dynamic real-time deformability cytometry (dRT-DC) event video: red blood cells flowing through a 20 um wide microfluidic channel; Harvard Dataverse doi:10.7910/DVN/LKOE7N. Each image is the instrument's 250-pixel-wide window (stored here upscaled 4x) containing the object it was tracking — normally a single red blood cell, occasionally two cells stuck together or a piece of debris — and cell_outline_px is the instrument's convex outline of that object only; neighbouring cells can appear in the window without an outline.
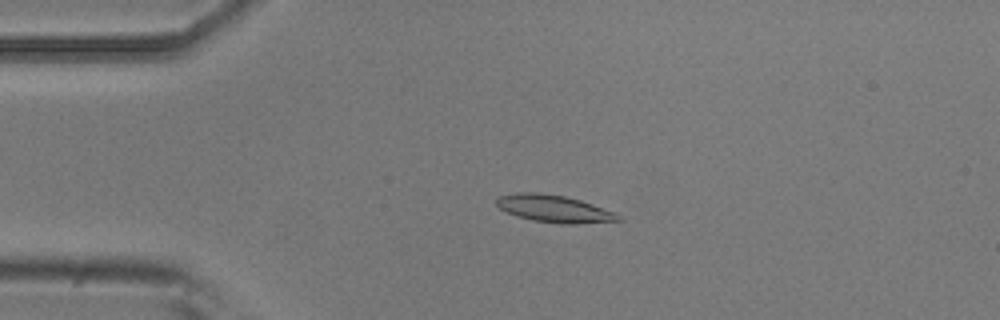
{"species": "common noctule bat (a hibernating species)", "species_latin": "Nyctalus noctula", "temperature_condition": "room temperature", "stored_images_in_passage": 5, "camera_frame_rate_fps": 3000, "um_per_image_px": 0.085, "animal": {"sex": "male", "body_mass_g": 20.5, "forearm_length_mm": 52.5}, "frame": {"image": 1, "passage_image": 3, "time_ms": 0.667, "image_size_px": [1000, 320], "cell_outline_px": [[624, 220], [576, 224], [560, 224], [532, 220], [508, 212], [500, 208], [496, 204], [496, 200], [500, 196], [516, 192], [540, 192], [564, 196], [580, 200], [616, 212]], "centroid_in_image_um": [47.14, 17.74], "position_along_channel_um": 37.9, "area_um2": 19.31}}
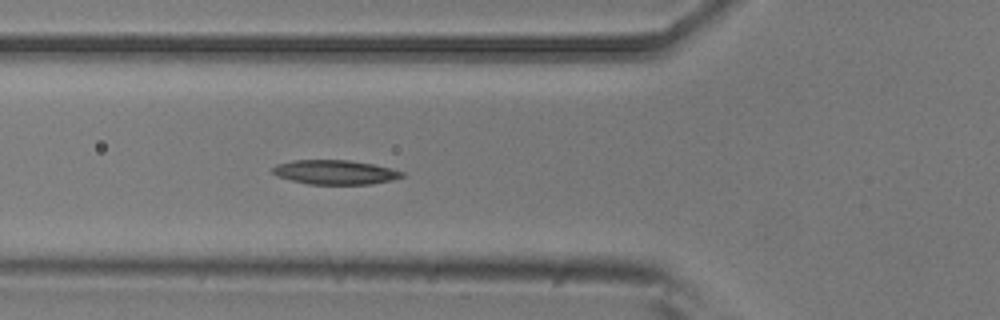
{"frame": {"image": 2, "passage_image": 5, "time_ms": 1.333, "image_size_px": [1000, 320], "cell_outline_px": [[404, 176], [392, 180], [372, 184], [308, 184], [276, 176], [272, 172], [272, 168], [276, 164], [292, 160], [348, 160], [372, 164], [404, 172]], "centroid_in_image_um": [28.44, 14.64], "position_along_channel_um": 97.4, "area_um2": 18.26}}